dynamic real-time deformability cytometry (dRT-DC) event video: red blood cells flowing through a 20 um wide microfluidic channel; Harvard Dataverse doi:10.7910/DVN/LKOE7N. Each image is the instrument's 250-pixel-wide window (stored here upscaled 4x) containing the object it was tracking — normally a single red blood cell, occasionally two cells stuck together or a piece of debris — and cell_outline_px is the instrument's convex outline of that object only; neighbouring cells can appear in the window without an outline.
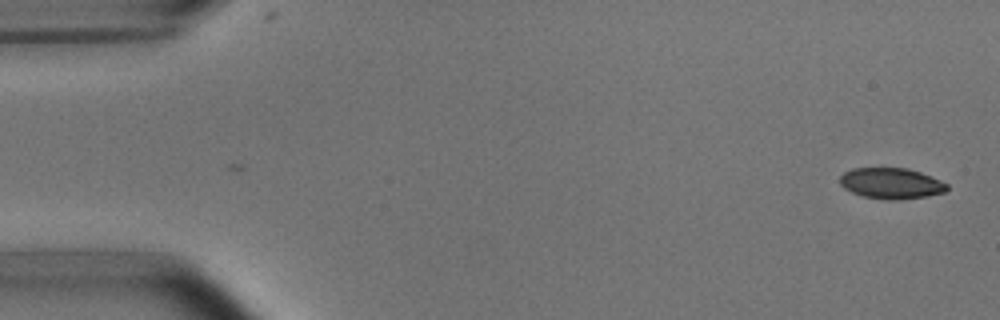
{"species": "common noctule bat (a hibernating species)", "species_latin": "Nyctalus noctula", "temperature_condition": "room temperature", "stored_images_in_passage": 4, "camera_frame_rate_fps": 3000, "um_per_image_px": 0.085, "animal": {"sex": "male", "body_mass_g": 15.6}, "frame": {"image": 1, "passage_image": 1, "time_ms": 0.0, "image_size_px": [1000, 320], "cell_outline_px": [[948, 188], [944, 192], [928, 196], [900, 200], [884, 200], [864, 196], [852, 192], [844, 188], [840, 184], [840, 176], [844, 172], [852, 168], [908, 168], [920, 172], [940, 180], [948, 184]], "centroid_in_image_um": [75.75, 15.59], "position_along_channel_um": 9.2, "area_um2": 19.36}}